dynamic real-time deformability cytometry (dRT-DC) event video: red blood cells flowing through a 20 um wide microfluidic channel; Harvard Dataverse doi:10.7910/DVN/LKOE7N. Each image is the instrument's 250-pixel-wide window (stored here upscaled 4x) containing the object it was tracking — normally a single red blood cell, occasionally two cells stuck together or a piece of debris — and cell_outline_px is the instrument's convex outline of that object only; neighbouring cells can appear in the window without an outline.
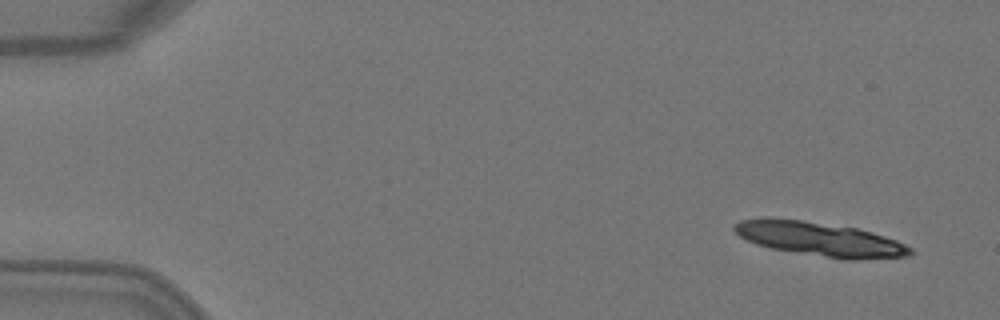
{"species": "Egyptian fruit bat (a non-hibernating species)", "species_latin": "Rousettus aegyptiacus", "temperature_condition": "warm", "stored_images_in_passage": 4, "camera_frame_rate_fps": 3000, "um_per_image_px": 0.085, "animal": {"sex": "female"}, "frame": {"image": 1, "passage_image": 1, "time_ms": 0.0, "image_size_px": [1000, 320], "cell_outline_px": [[912, 252], [908, 256], [856, 260], [844, 260], [772, 248], [756, 244], [740, 236], [732, 228], [740, 220], [760, 216], [768, 216], [800, 220], [856, 228], [872, 232], [896, 240], [912, 248]], "centroid_in_image_um": [69.65, 20.31], "position_along_channel_um": 15.3, "area_um2": 34.85}}